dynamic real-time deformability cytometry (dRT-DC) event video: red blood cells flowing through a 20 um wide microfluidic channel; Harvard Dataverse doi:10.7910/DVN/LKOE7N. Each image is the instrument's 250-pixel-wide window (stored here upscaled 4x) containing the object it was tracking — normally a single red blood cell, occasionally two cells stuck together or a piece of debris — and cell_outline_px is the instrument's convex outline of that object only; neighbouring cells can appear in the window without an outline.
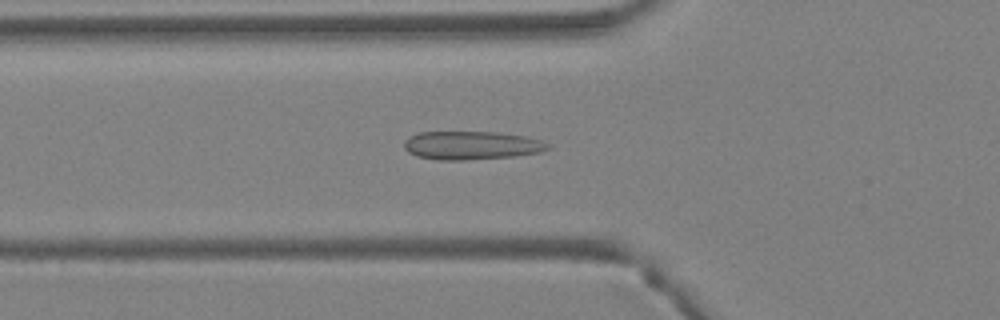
{"species": "Egyptian fruit bat (a non-hibernating species)", "species_latin": "Rousettus aegyptiacus", "temperature_condition": "warm", "stored_images_in_passage": 41, "camera_frame_rate_fps": 3000, "um_per_image_px": 0.085, "animal": {"sex": "female"}, "frame": {"image": 1, "passage_image": 15, "time_ms": 4.667, "image_size_px": [1000, 320], "cell_outline_px": [[552, 148], [540, 152], [512, 156], [464, 160], [440, 160], [416, 156], [408, 152], [404, 148], [404, 140], [408, 136], [416, 132], [496, 132], [528, 136], [552, 144]], "centroid_in_image_um": [40.08, 12.35], "position_along_channel_um": 85.7, "area_um2": 24.04}}
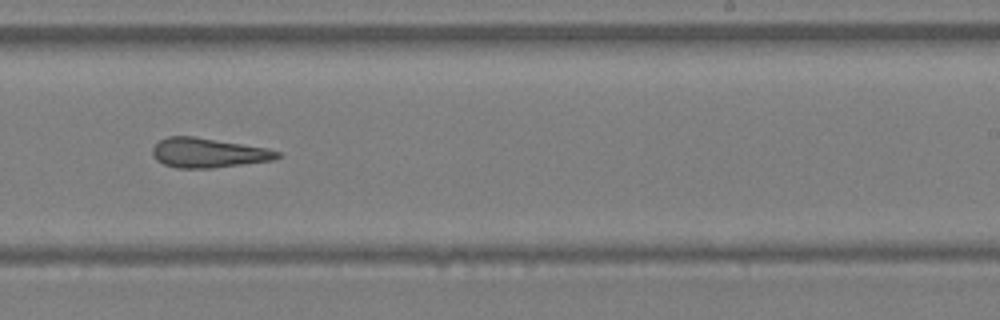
{"frame": {"image": 2, "passage_image": 26, "time_ms": 8.333, "image_size_px": [1000, 320], "cell_outline_px": [[284, 156], [276, 160], [212, 168], [176, 168], [164, 164], [156, 160], [152, 152], [152, 148], [160, 140], [168, 136], [192, 136], [264, 148], [280, 152]], "centroid_in_image_um": [17.71, 13.0], "position_along_channel_um": 271.3, "area_um2": 21.39}}
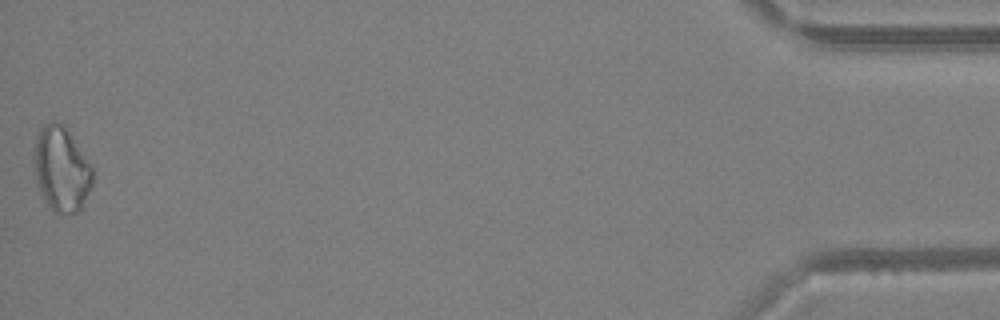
{"frame": {"image": 3, "passage_image": 41, "time_ms": 13.333, "image_size_px": [1000, 320], "cell_outline_px": [[92, 184], [80, 212], [52, 212], [36, 184], [36, 136], [40, 128], [48, 120], [56, 120], [64, 124], [92, 164]], "centroid_in_image_um": [5.25, 14.34], "position_along_channel_um": 430.0, "area_um2": 28.84}}